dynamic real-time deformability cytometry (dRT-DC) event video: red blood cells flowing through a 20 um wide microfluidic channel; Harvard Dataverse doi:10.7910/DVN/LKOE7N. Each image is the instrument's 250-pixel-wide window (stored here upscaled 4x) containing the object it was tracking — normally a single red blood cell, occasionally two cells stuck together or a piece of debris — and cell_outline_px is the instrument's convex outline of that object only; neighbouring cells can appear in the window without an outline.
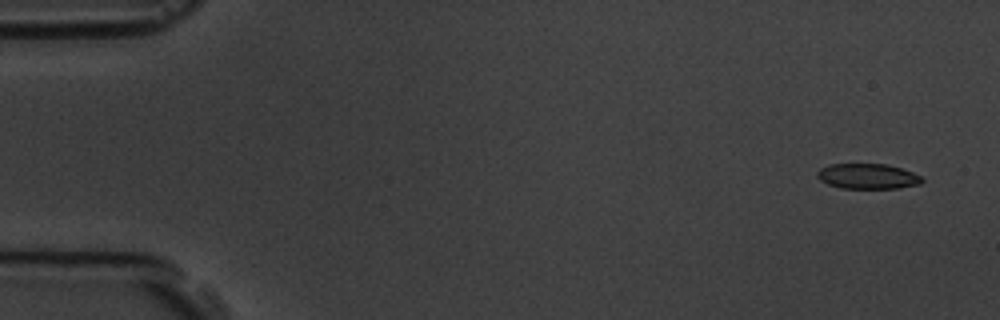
{"species": "common noctule bat (a hibernating species)", "species_latin": "Nyctalus noctula", "temperature_condition": "room temperature", "stored_images_in_passage": 5, "camera_frame_rate_fps": 3000, "um_per_image_px": 0.085, "animal": {"sex": "male", "body_mass_g": 19.5, "forearm_length_mm": 54.6}, "frame": {"image": 1, "passage_image": 1, "time_ms": 0.0, "image_size_px": [1000, 320], "cell_outline_px": [[924, 180], [920, 184], [900, 188], [840, 188], [828, 184], [820, 180], [816, 176], [816, 172], [820, 168], [828, 164], [888, 164], [912, 172], [920, 176]], "centroid_in_image_um": [73.73, 14.98], "position_along_channel_um": 11.3, "area_um2": 15.49}}
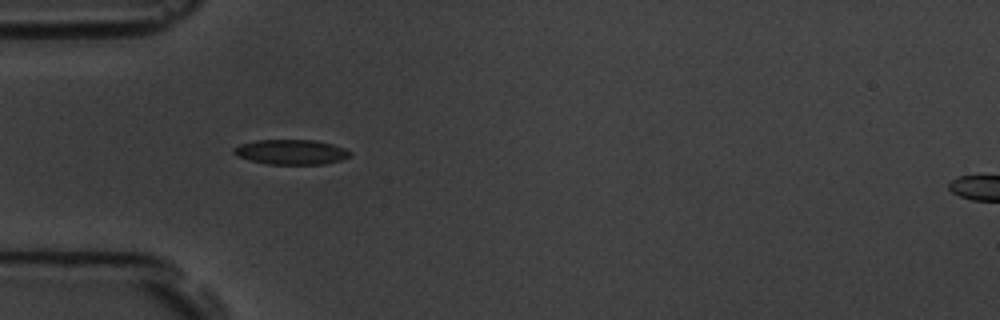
{"frame": {"image": 2, "passage_image": 5, "time_ms": 4.667, "image_size_px": [1000, 320], "cell_outline_px": [[352, 152], [348, 156], [340, 160], [324, 164], [268, 164], [236, 156], [232, 152], [232, 148], [240, 144], [256, 140], [316, 140], [332, 144], [344, 148]], "centroid_in_image_um": [24.72, 12.91], "position_along_channel_um": 60.3, "area_um2": 16.82}}